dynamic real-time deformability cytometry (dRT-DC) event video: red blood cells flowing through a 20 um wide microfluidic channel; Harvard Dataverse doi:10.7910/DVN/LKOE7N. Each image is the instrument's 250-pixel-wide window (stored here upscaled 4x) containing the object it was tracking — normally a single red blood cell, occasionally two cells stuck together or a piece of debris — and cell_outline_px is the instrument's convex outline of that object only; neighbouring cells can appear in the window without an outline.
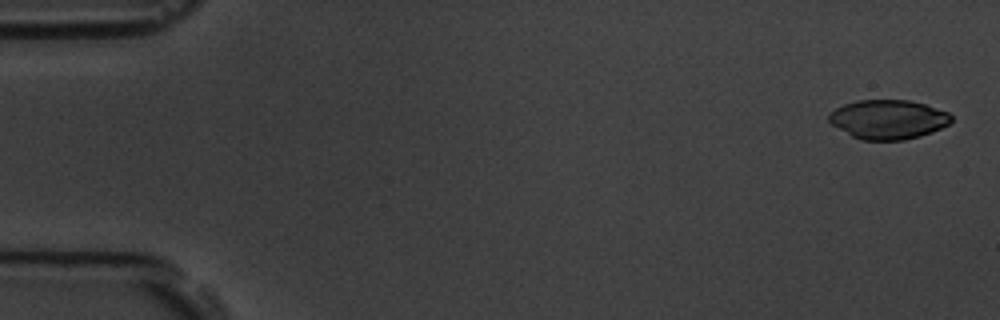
{"species": "common noctule bat (a hibernating species)", "species_latin": "Nyctalus noctula", "temperature_condition": "room temperature", "stored_images_in_passage": 15, "camera_frame_rate_fps": 3000, "um_per_image_px": 0.085, "animal": {"sex": "male", "body_mass_g": 19.5, "forearm_length_mm": 54.6}, "frame": {"image": 1, "passage_image": 1, "time_ms": 0.0, "image_size_px": [1000, 320], "cell_outline_px": [[952, 120], [948, 124], [932, 132], [920, 136], [904, 140], [860, 140], [852, 136], [832, 124], [828, 120], [828, 116], [836, 108], [844, 104], [856, 100], [908, 100], [924, 104], [948, 112], [952, 116]], "centroid_in_image_um": [75.49, 10.15], "position_along_channel_um": 9.5, "area_um2": 27.86}}
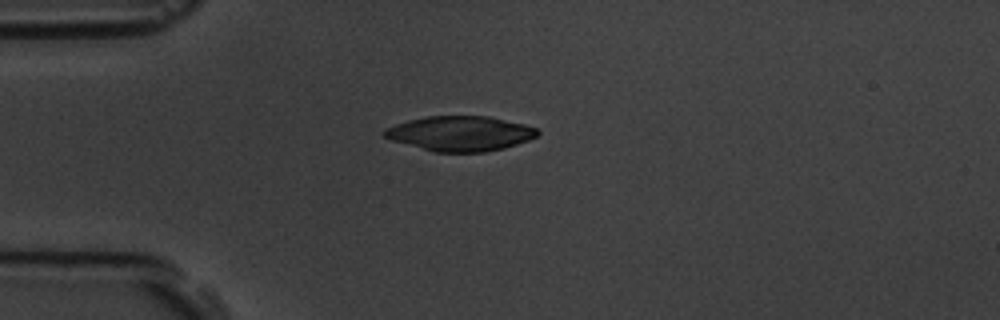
{"frame": {"image": 2, "passage_image": 4, "time_ms": 4.333, "image_size_px": [1000, 320], "cell_outline_px": [[540, 132], [536, 136], [528, 140], [504, 148], [484, 152], [432, 152], [392, 140], [384, 136], [380, 132], [396, 124], [408, 120], [428, 116], [488, 116], [524, 124], [536, 128]], "centroid_in_image_um": [39.1, 11.35], "position_along_channel_um": 45.9, "area_um2": 31.04}}
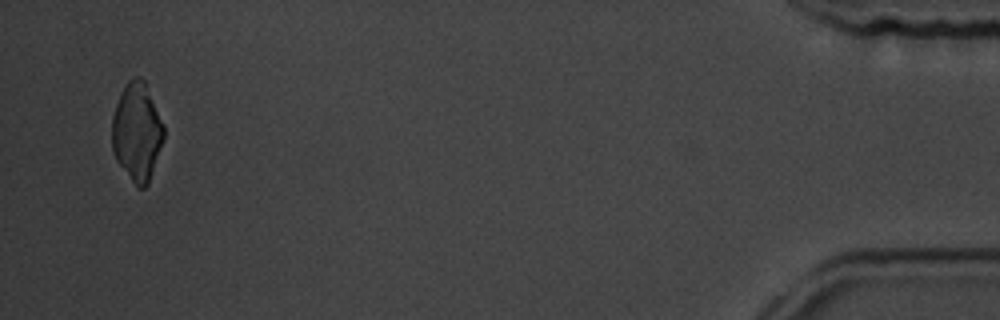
{"frame": {"image": 3, "passage_image": 15, "time_ms": 17.667, "image_size_px": [1000, 320], "cell_outline_px": [[164, 136], [148, 184], [144, 188], [140, 188], [132, 180], [116, 160], [112, 152], [112, 116], [120, 92], [128, 80], [132, 76], [140, 76], [144, 80], [164, 124]], "centroid_in_image_um": [11.63, 11.16], "position_along_channel_um": 423.6, "area_um2": 29.48}}